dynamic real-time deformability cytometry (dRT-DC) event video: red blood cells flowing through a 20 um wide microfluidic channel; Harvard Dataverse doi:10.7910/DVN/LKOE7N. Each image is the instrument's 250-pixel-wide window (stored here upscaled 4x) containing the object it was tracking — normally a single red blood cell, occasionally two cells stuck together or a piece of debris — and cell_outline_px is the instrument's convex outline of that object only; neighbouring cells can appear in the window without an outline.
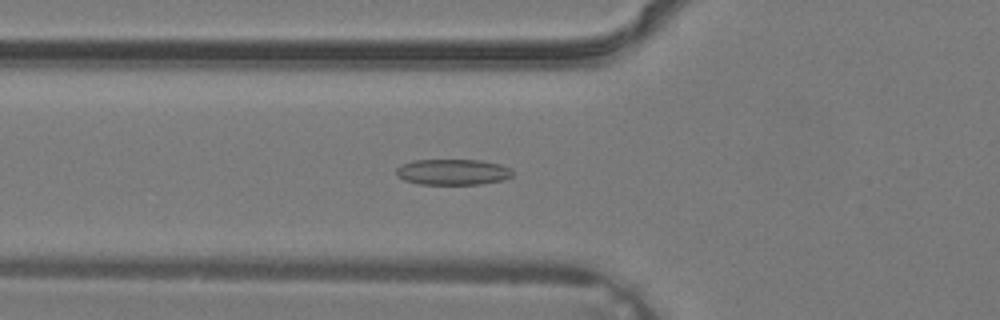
{"species": "common noctule bat (a hibernating species)", "species_latin": "Nyctalus noctula", "temperature_condition": "warm", "stored_images_in_passage": 38, "camera_frame_rate_fps": 3000, "um_per_image_px": 0.085, "animal": {"sex": "male", "body_mass_g": 19.2, "forearm_length_mm": 51.8}, "frame": {"image": 1, "passage_image": 14, "time_ms": 4.333, "image_size_px": [1000, 320], "cell_outline_px": [[512, 176], [504, 180], [480, 184], [420, 184], [404, 180], [396, 172], [396, 168], [400, 164], [412, 160], [480, 160], [500, 164], [512, 168]], "centroid_in_image_um": [38.5, 14.61], "position_along_channel_um": 87.3, "area_um2": 17.57}}
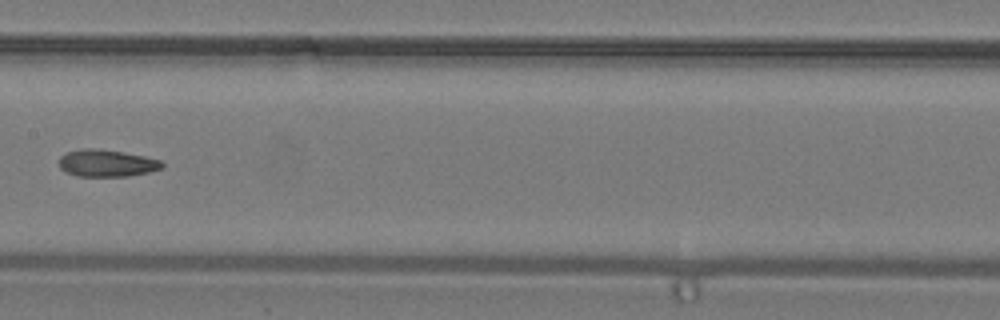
{"frame": {"image": 2, "passage_image": 20, "time_ms": 6.333, "image_size_px": [1000, 320], "cell_outline_px": [[164, 168], [148, 172], [128, 176], [76, 176], [64, 172], [60, 168], [60, 156], [68, 152], [80, 148], [96, 148], [124, 152], [144, 156], [160, 160], [164, 164]], "centroid_in_image_um": [9.06, 13.87], "position_along_channel_um": 198.3, "area_um2": 16.36}}
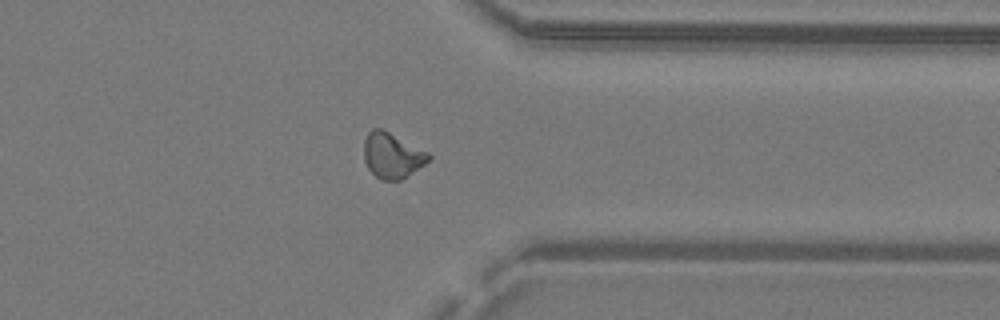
{"frame": {"image": 3, "passage_image": 30, "time_ms": 9.667, "image_size_px": [1000, 320], "cell_outline_px": [[432, 156], [424, 164], [400, 180], [380, 180], [368, 168], [364, 160], [364, 140], [368, 132], [372, 128], [380, 128], [428, 152]], "centroid_in_image_um": [33.3, 13.21], "position_along_channel_um": 378.1, "area_um2": 16.82}}